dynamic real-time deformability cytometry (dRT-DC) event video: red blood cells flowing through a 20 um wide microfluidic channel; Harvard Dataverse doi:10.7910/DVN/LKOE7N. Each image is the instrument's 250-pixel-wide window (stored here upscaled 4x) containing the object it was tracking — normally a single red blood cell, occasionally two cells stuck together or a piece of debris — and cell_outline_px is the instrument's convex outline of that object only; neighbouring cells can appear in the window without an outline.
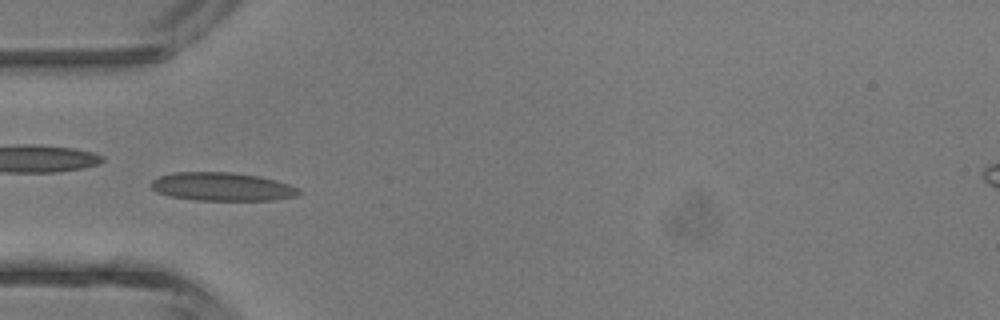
{"species": "common noctule bat (a hibernating species)", "species_latin": "Nyctalus noctula", "temperature_condition": "room temperature", "stored_images_in_passage": 43, "camera_frame_rate_fps": 3000, "um_per_image_px": 0.085, "animal": {"sex": "male", "body_mass_g": 13.3}, "frame": {"image": 1, "passage_image": 13, "time_ms": 4.0, "image_size_px": [1000, 320], "cell_outline_px": [[304, 192], [296, 196], [272, 200], [196, 200], [168, 196], [156, 192], [152, 188], [152, 180], [160, 176], [176, 172], [232, 172], [260, 176], [288, 184]], "centroid_in_image_um": [18.88, 15.87], "position_along_channel_um": 66.1, "area_um2": 24.39}}
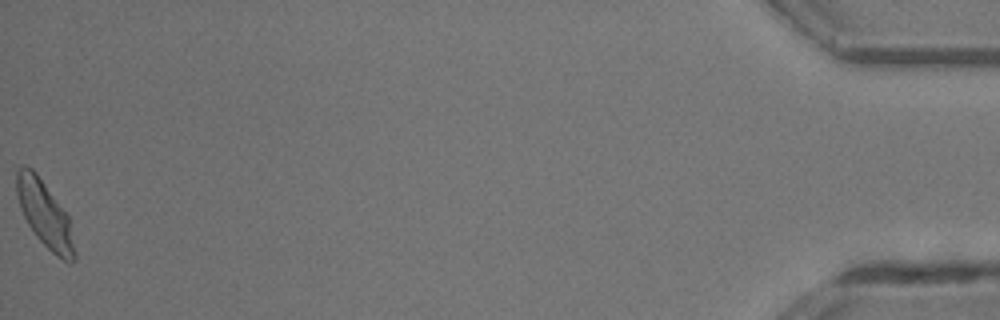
{"frame": {"image": 2, "passage_image": 43, "time_ms": 14.0, "image_size_px": [1000, 320], "cell_outline_px": [[76, 260], [72, 264], [68, 264], [56, 256], [36, 236], [28, 224], [20, 208], [16, 196], [16, 172], [24, 164], [32, 168], [36, 172], [68, 216], [76, 252]], "centroid_in_image_um": [3.81, 18.24], "position_along_channel_um": 431.4, "area_um2": 22.31}, "authors_computed_cell_mechanics": {"area_um2": 22.7154, "velocity_mm_per_s": 4.7001, "shape_relaxation_time_tau1_ms": 5.5265, "shape_relaxation_time_tau2_ms": 1.0637, "deformation_change_tau1": 0.1473, "deformation_change_tau2": 0.0727}}